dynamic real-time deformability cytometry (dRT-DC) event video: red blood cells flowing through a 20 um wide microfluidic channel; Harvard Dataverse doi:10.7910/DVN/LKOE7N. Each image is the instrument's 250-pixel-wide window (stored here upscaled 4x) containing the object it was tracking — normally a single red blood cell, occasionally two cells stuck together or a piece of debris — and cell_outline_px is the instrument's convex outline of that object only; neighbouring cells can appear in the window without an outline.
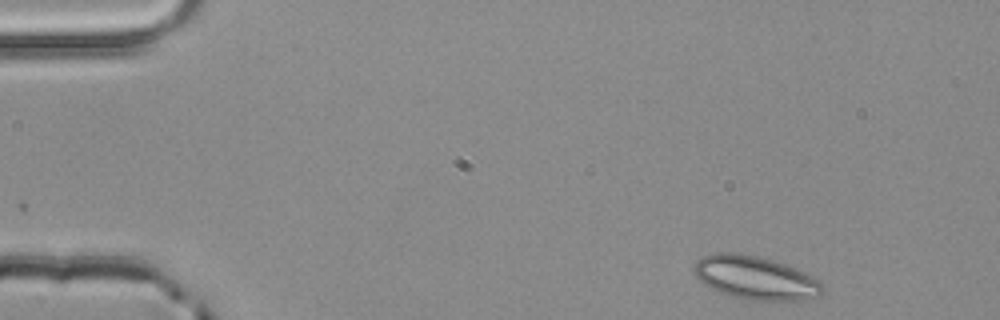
{"species": "common noctule bat (a hibernating species)", "species_latin": "Nyctalus noctula", "temperature_condition": "room temperature", "stored_images_in_passage": 3, "camera_frame_rate_fps": 3000, "um_per_image_px": 0.085, "animal": {"sex": "male", "body_mass_g": 20.4}, "frame": {"image": 1, "passage_image": 1, "time_ms": 0.0, "image_size_px": [1000, 320], "cell_outline_px": [[824, 292], [820, 296], [804, 300], [740, 300], [720, 292], [704, 284], [696, 276], [692, 268], [696, 260], [700, 256], [712, 252], [736, 252], [756, 256], [772, 260], [784, 264], [804, 272], [820, 280], [824, 284]], "centroid_in_image_um": [64.19, 23.61], "position_along_channel_um": 20.8, "area_um2": 32.95}}